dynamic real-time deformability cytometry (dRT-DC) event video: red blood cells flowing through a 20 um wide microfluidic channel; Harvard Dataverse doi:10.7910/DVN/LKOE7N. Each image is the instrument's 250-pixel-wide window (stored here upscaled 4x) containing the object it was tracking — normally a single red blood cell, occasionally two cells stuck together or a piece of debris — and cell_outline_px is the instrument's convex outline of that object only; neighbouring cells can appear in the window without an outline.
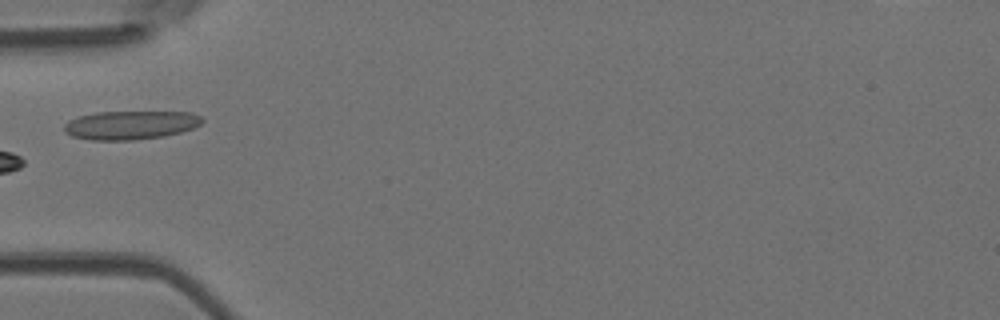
{"species": "Egyptian fruit bat (a non-hibernating species)", "species_latin": "Rousettus aegyptiacus", "temperature_condition": "room temperature", "stored_images_in_passage": 5, "camera_frame_rate_fps": 3000, "um_per_image_px": 0.085, "animal": {"sex": "female"}, "frame": {"image": 1, "passage_image": 4, "time_ms": 3.333, "image_size_px": [1000, 320], "cell_outline_px": [[204, 120], [200, 124], [192, 128], [180, 132], [164, 136], [132, 140], [92, 140], [72, 136], [64, 132], [64, 124], [68, 120], [80, 116], [96, 112], [192, 112], [200, 116]], "centroid_in_image_um": [11.08, 10.63], "position_along_channel_um": 73.9, "area_um2": 23.0}}
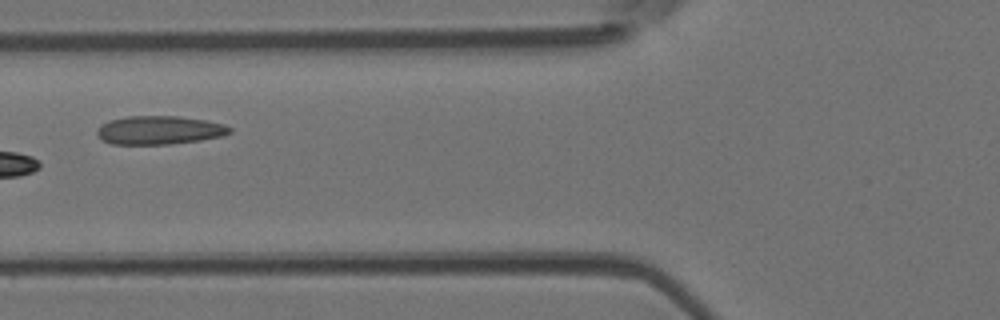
{"frame": {"image": 2, "passage_image": 5, "time_ms": 4.333, "image_size_px": [1000, 320], "cell_outline_px": [[232, 132], [224, 136], [200, 140], [168, 144], [112, 144], [100, 140], [96, 136], [96, 128], [100, 124], [108, 120], [128, 116], [180, 116], [204, 120], [224, 124], [232, 128]], "centroid_in_image_um": [13.5, 11.06], "position_along_channel_um": 112.3, "area_um2": 22.37}}